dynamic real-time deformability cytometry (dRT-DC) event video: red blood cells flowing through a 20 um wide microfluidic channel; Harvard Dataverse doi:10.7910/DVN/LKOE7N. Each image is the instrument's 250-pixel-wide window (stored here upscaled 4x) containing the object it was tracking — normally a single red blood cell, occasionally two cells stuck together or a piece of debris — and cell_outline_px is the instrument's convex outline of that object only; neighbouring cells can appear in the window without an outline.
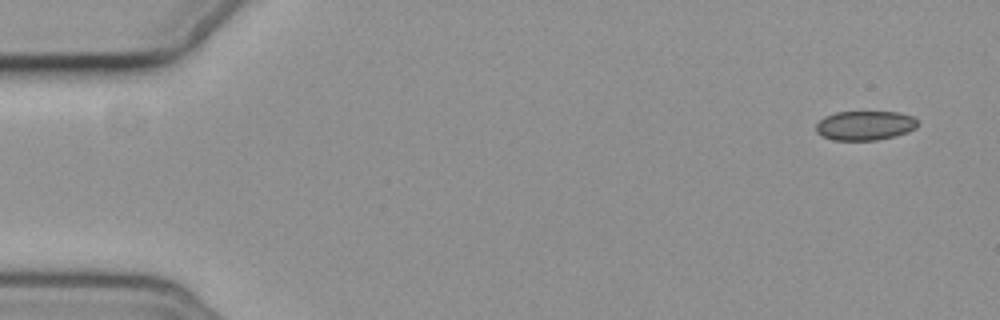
{"species": "common noctule bat (a hibernating species)", "species_latin": "Nyctalus noctula", "temperature_condition": "cold", "stored_images_in_passage": 6, "camera_frame_rate_fps": 3000, "um_per_image_px": 0.085, "animal": {"sex": "female", "body_mass_g": 19.3, "forearm_length_mm": 54.1}, "frame": {"image": 1, "passage_image": 1, "time_ms": 0.0, "image_size_px": [1000, 320], "cell_outline_px": [[920, 124], [916, 128], [908, 132], [896, 136], [876, 140], [832, 140], [816, 132], [816, 124], [824, 116], [836, 112], [900, 112], [912, 116]], "centroid_in_image_um": [73.54, 10.67], "position_along_channel_um": 11.5, "area_um2": 17.51}}
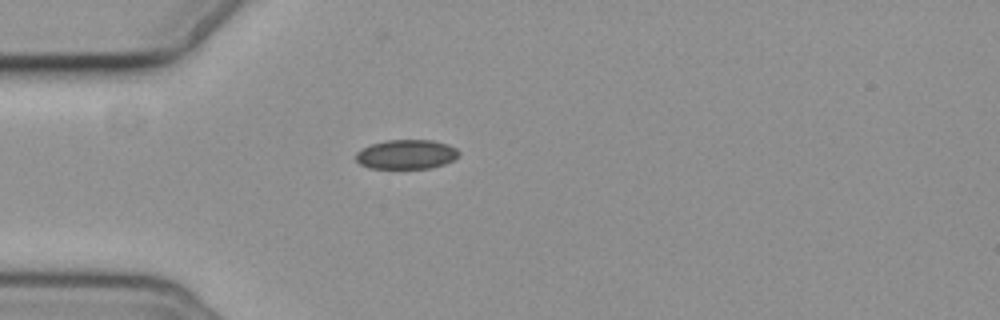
{"frame": {"image": 2, "passage_image": 4, "time_ms": 4.333, "image_size_px": [1000, 320], "cell_outline_px": [[460, 156], [444, 164], [428, 168], [368, 168], [360, 164], [356, 160], [356, 152], [372, 144], [388, 140], [432, 140], [448, 144], [456, 148], [460, 152]], "centroid_in_image_um": [34.56, 13.12], "position_along_channel_um": 50.4, "area_um2": 17.57}}